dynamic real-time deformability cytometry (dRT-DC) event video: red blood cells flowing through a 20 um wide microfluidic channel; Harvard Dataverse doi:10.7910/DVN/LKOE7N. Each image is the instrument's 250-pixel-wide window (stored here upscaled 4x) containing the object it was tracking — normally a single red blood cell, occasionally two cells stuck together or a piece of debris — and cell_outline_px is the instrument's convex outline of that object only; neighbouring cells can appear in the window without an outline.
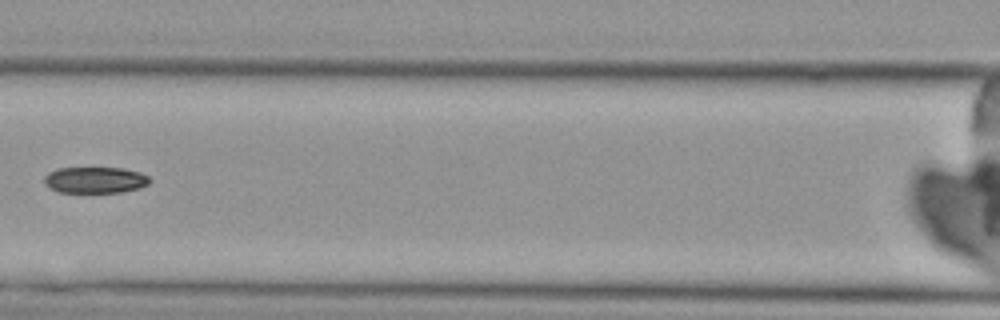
{"species": "Egyptian fruit bat (a non-hibernating species)", "species_latin": "Rousettus aegyptiacus", "temperature_condition": "cold", "stored_images_in_passage": 4, "camera_frame_rate_fps": 3000, "um_per_image_px": 0.085, "animal": {"sex": "female"}, "frame": {"image": 1, "passage_image": 3, "time_ms": 2.333, "image_size_px": [1000, 320], "cell_outline_px": [[152, 180], [148, 184], [140, 188], [120, 192], [60, 192], [48, 188], [44, 184], [44, 176], [48, 172], [56, 168], [124, 168], [140, 172], [148, 176]], "centroid_in_image_um": [8.07, 15.29], "position_along_channel_um": 158.5, "area_um2": 16.3}}
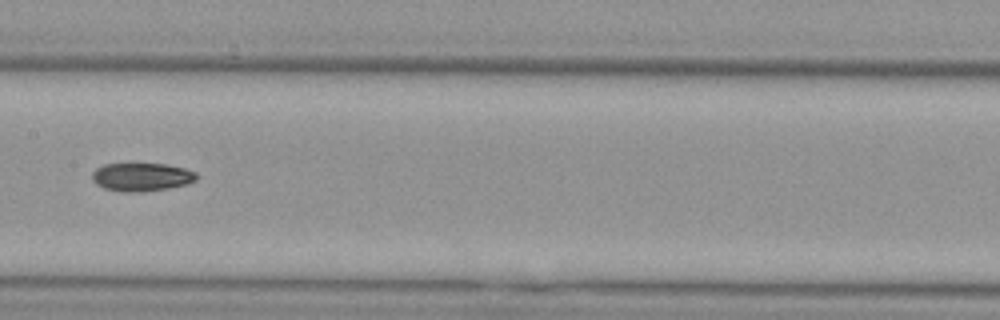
{"frame": {"image": 2, "passage_image": 4, "time_ms": 3.333, "image_size_px": [1000, 320], "cell_outline_px": [[200, 176], [196, 180], [188, 184], [168, 188], [140, 192], [124, 192], [104, 188], [96, 184], [92, 180], [92, 172], [96, 168], [104, 164], [168, 164], [184, 168], [196, 172]], "centroid_in_image_um": [12.06, 15.04], "position_along_channel_um": 195.3, "area_um2": 17.34}}